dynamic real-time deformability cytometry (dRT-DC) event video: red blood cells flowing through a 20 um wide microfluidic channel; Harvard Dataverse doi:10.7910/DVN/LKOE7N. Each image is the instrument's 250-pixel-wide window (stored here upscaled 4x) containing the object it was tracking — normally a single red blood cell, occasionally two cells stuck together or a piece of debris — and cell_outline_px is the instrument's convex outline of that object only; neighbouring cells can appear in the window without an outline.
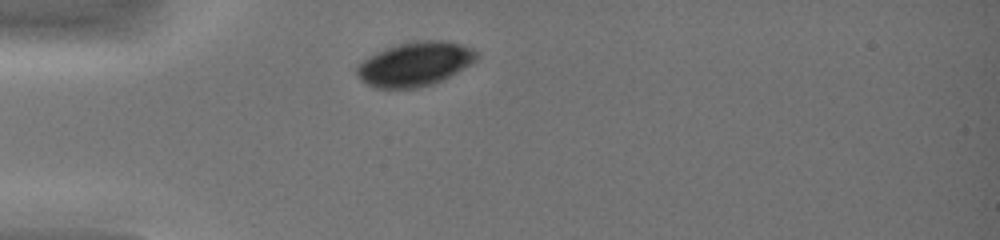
{"species": "common noctule bat (a hibernating species)", "species_latin": "Nyctalus noctula", "temperature_condition": "warm", "stored_images_in_passage": 33, "camera_frame_rate_fps": 3000, "um_per_image_px": 0.085, "animal": {"sex": "female", "body_mass_g": 19.0, "forearm_length_mm": 51.5}, "frame": {"image": 1, "passage_image": 4, "time_ms": 1.0, "image_size_px": [1000, 240], "cell_outline_px": [[480, 56], [476, 60], [456, 72], [432, 84], [416, 88], [372, 88], [360, 80], [356, 72], [356, 64], [368, 56], [384, 48], [416, 40], [444, 40], [460, 44], [472, 48]], "centroid_in_image_um": [35.21, 5.43], "position_along_channel_um": 49.8, "area_um2": 30.81}}
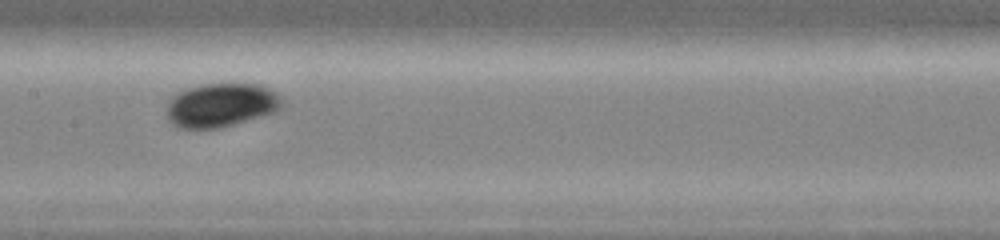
{"frame": {"image": 2, "passage_image": 15, "time_ms": 4.667, "image_size_px": [1000, 240], "cell_outline_px": [[284, 108], [276, 112], [220, 128], [180, 128], [172, 124], [168, 120], [168, 100], [176, 92], [188, 88], [204, 84], [260, 84], [276, 92], [284, 100]], "centroid_in_image_um": [18.83, 8.93], "position_along_channel_um": 188.6, "area_um2": 29.71}}
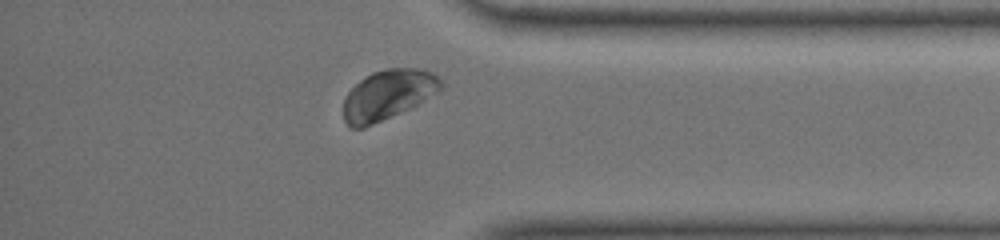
{"frame": {"image": 3, "passage_image": 30, "time_ms": 9.667, "image_size_px": [1000, 240], "cell_outline_px": [[444, 88], [416, 104], [408, 108], [364, 128], [352, 128], [344, 120], [344, 100], [348, 92], [360, 80], [372, 72], [384, 68], [420, 68], [432, 72], [444, 84]], "centroid_in_image_um": [32.97, 8.03], "position_along_channel_um": 402.2, "area_um2": 27.92}, "authors_computed_cell_mechanics": {"area_um2": 29.2468, "velocity_mm_per_s": 4.2996, "shape_relaxation_time_tau1_ms": 1.5553, "shape_relaxation_time_tau2_ms": null, "deformation_change_tau1": 0.082, "deformation_change_tau2": null}}